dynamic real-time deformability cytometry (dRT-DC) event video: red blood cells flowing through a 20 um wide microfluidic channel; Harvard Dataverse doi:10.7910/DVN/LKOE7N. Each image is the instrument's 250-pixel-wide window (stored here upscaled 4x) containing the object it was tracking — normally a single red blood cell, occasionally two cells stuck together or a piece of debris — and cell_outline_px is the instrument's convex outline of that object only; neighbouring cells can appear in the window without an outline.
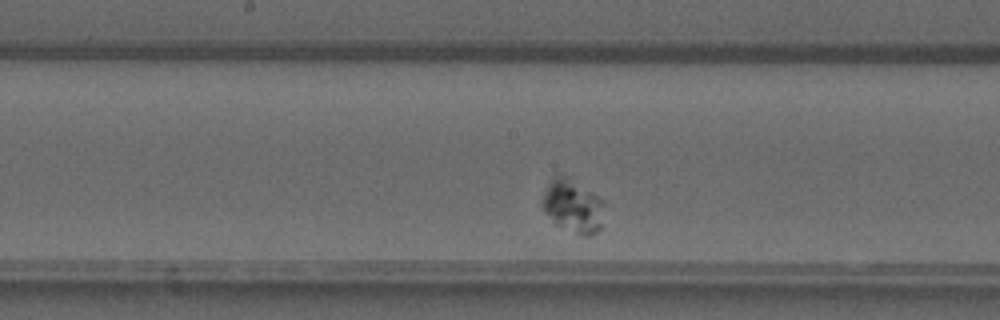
{"species": "common noctule bat (a hibernating species)", "species_latin": "Nyctalus noctula", "temperature_condition": "warm", "stored_images_in_passage": 40, "camera_frame_rate_fps": 3000, "um_per_image_px": 0.085, "animal": {"sex": "male", "forearm_length_mm": 52.5}, "frame": {"image": 1, "passage_image": 13, "time_ms": 4.0, "image_size_px": [1000, 320], "cell_outline_px": [[604, 204], [600, 228], [596, 232], [588, 236], [584, 236], [556, 224], [544, 212], [540, 204], [540, 200], [548, 184], [560, 172], [592, 192], [604, 200]], "centroid_in_image_um": [48.67, 17.5], "position_along_channel_um": 199.5, "area_um2": 19.07}}
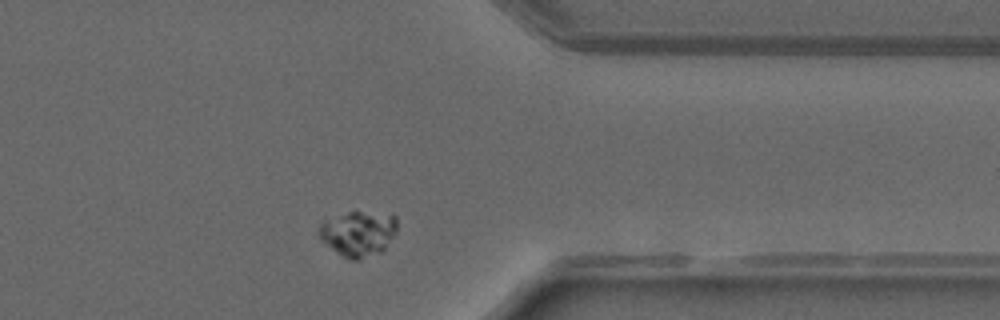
{"frame": {"image": 2, "passage_image": 28, "time_ms": 9.0, "image_size_px": [1000, 320], "cell_outline_px": [[396, 232], [384, 248], [380, 252], [356, 260], [352, 260], [340, 256], [320, 240], [320, 224], [324, 220], [348, 212], [360, 212], [396, 216]], "centroid_in_image_um": [30.41, 19.87], "position_along_channel_um": 381.0, "area_um2": 20.23}}
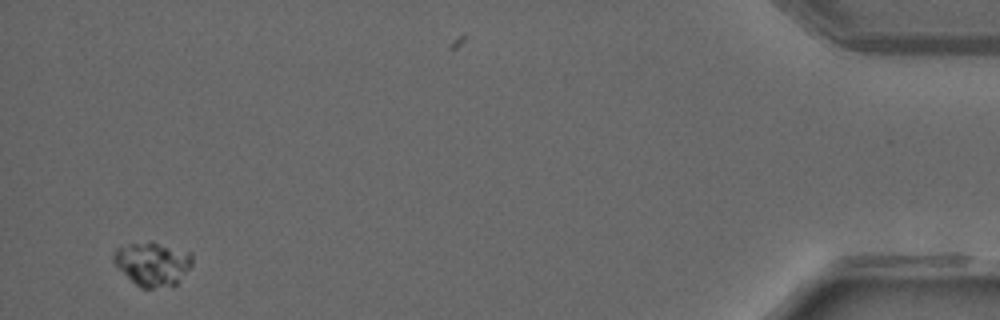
{"frame": {"image": 3, "passage_image": 37, "time_ms": 12.0, "image_size_px": [1000, 320], "cell_outline_px": [[192, 264], [176, 284], [172, 288], [140, 288], [112, 260], [112, 256], [116, 248], [132, 244], [156, 244], [192, 252]], "centroid_in_image_um": [13.0, 22.48], "position_along_channel_um": 422.2, "area_um2": 19.42}}